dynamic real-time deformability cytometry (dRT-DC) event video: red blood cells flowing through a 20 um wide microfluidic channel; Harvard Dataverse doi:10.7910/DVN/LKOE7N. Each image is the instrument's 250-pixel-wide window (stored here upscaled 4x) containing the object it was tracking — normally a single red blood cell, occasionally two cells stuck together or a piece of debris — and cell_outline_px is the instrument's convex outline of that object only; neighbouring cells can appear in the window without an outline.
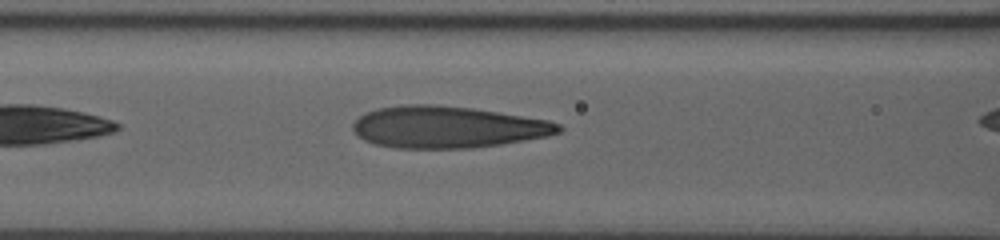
{"species": "human", "species_latin": "Homo sapiens", "temperature_condition": "room temperature", "stored_images_in_passage": 23, "camera_frame_rate_fps": 3000, "um_per_image_px": 0.085, "donor": {"sex": "male"}, "frame": {"image": 1, "passage_image": 6, "time_ms": 1.667, "image_size_px": [1000, 240], "cell_outline_px": [[564, 128], [560, 132], [548, 136], [500, 144], [472, 148], [396, 148], [376, 144], [364, 140], [356, 136], [352, 128], [352, 124], [360, 116], [376, 108], [408, 104], [432, 104], [472, 108], [548, 120], [560, 124]], "centroid_in_image_um": [38.02, 10.8], "position_along_channel_um": 128.6, "area_um2": 50.05}}
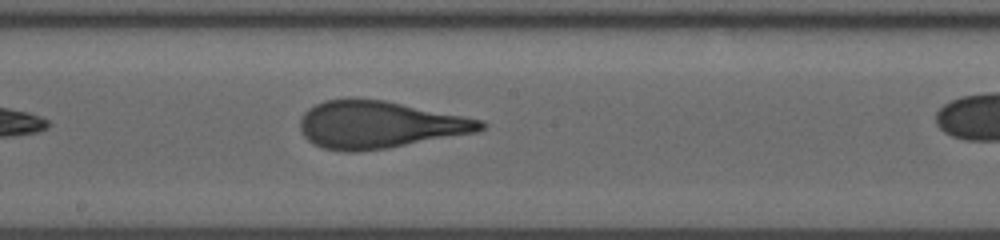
{"frame": {"image": 2, "passage_image": 13, "time_ms": 4.0, "image_size_px": [1000, 240], "cell_outline_px": [[488, 124], [484, 128], [476, 132], [384, 148], [352, 152], [348, 152], [324, 148], [312, 144], [300, 132], [300, 120], [304, 112], [308, 108], [324, 100], [348, 96], [384, 100], [484, 120]], "centroid_in_image_um": [32.18, 10.57], "position_along_channel_um": 216.0, "area_um2": 49.88}}
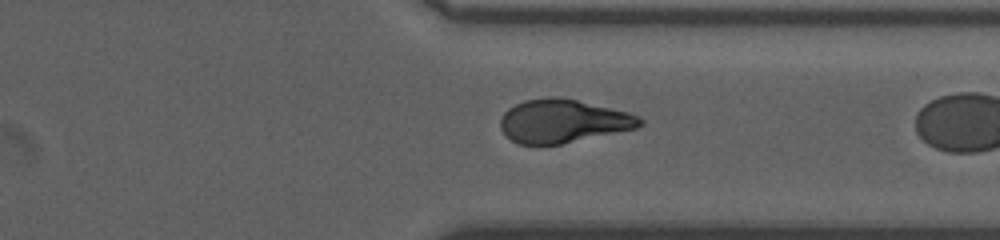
{"frame": {"image": 3, "passage_image": 22, "time_ms": 7.0, "image_size_px": [1000, 240], "cell_outline_px": [[644, 124], [636, 128], [560, 144], [520, 144], [512, 140], [500, 128], [500, 120], [504, 112], [508, 108], [524, 100], [552, 96], [556, 96], [576, 100], [628, 112], [640, 116], [644, 120]], "centroid_in_image_um": [47.86, 10.28], "position_along_channel_um": 363.5, "area_um2": 34.97}}